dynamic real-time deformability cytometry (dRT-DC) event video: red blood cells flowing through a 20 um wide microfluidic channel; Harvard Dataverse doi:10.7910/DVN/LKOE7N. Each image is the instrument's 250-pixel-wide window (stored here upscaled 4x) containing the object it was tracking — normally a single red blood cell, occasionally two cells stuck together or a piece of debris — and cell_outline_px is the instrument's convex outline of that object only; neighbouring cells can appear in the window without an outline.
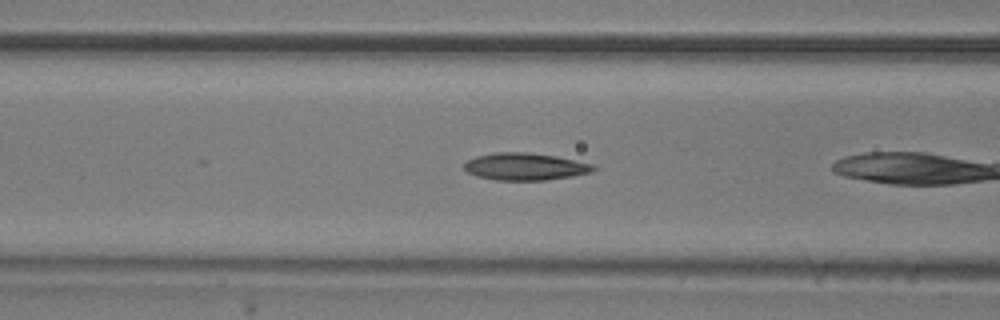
{"species": "common noctule bat (a hibernating species)", "species_latin": "Nyctalus noctula", "temperature_condition": "room temperature", "stored_images_in_passage": 6, "camera_frame_rate_fps": 3000, "um_per_image_px": 0.085, "animal": {"sex": "male", "body_mass_g": 20.5, "forearm_length_mm": 52.5}, "frame": {"image": 1, "passage_image": 5, "time_ms": 1.333, "image_size_px": [1000, 320], "cell_outline_px": [[596, 168], [592, 172], [572, 176], [544, 180], [496, 180], [476, 176], [468, 172], [464, 168], [464, 164], [468, 160], [476, 156], [492, 152], [528, 152], [556, 156], [592, 164]], "centroid_in_image_um": [44.61, 14.15], "position_along_channel_um": 122.0, "area_um2": 20.46}}